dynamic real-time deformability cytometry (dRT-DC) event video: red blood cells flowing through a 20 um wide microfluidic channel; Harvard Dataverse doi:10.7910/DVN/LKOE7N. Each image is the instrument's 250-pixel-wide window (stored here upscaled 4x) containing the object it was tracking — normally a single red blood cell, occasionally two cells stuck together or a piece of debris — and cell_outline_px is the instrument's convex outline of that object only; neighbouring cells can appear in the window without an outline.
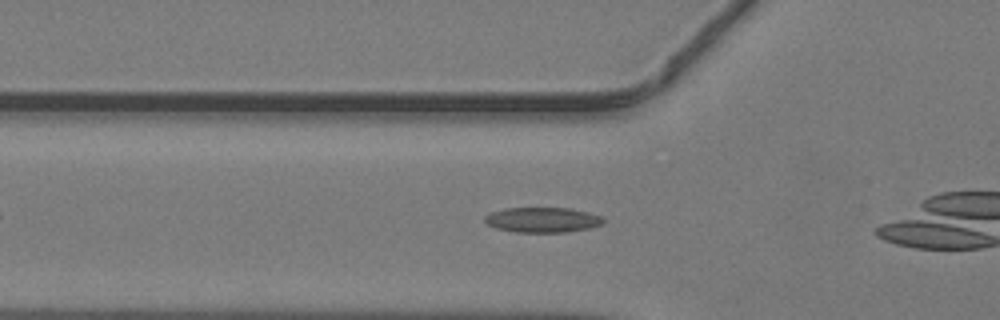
{"species": "common noctule bat (a hibernating species)", "species_latin": "Nyctalus noctula", "temperature_condition": "warm", "stored_images_in_passage": 29, "camera_frame_rate_fps": 3000, "um_per_image_px": 0.085, "animal": {"sex": "male", "body_mass_g": 19.2, "forearm_length_mm": 51.8}, "frame": {"image": 1, "passage_image": 8, "time_ms": 2.333, "image_size_px": [1000, 320], "cell_outline_px": [[604, 224], [588, 228], [564, 232], [516, 232], [496, 228], [488, 224], [484, 220], [484, 216], [492, 212], [504, 208], [572, 208], [588, 212], [600, 216], [604, 220]], "centroid_in_image_um": [46.11, 18.68], "position_along_channel_um": 79.7, "area_um2": 17.28}}
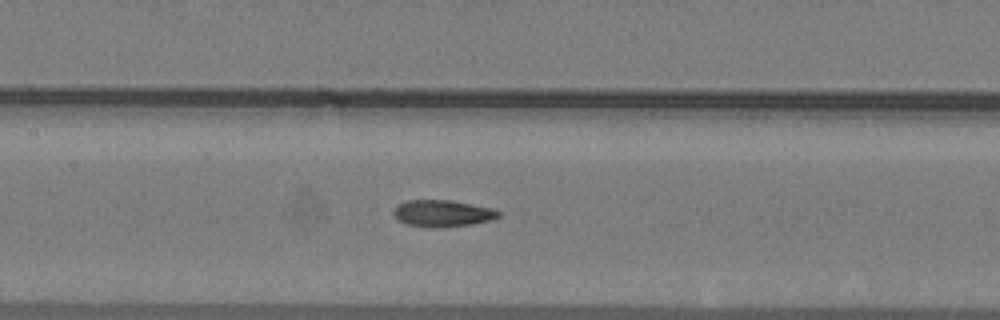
{"frame": {"image": 2, "passage_image": 14, "time_ms": 4.333, "image_size_px": [1000, 320], "cell_outline_px": [[500, 216], [488, 220], [472, 224], [440, 228], [432, 228], [408, 224], [400, 220], [392, 212], [400, 204], [408, 200], [448, 200], [492, 208], [500, 212]], "centroid_in_image_um": [37.63, 18.14], "position_along_channel_um": 169.8, "area_um2": 16.01}}
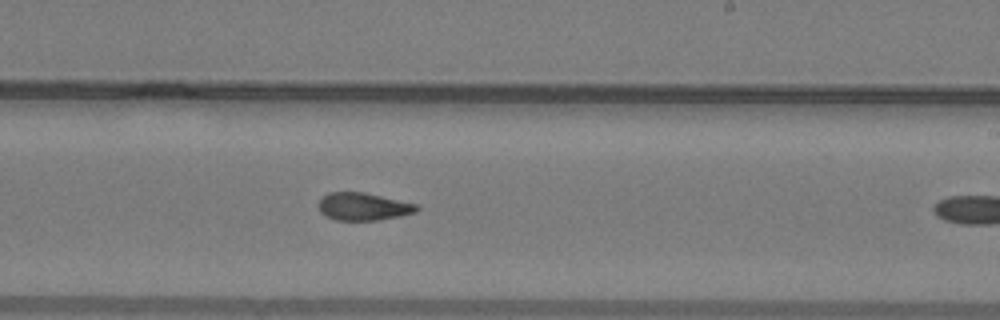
{"frame": {"image": 3, "passage_image": 20, "time_ms": 6.333, "image_size_px": [1000, 320], "cell_outline_px": [[420, 208], [416, 212], [400, 216], [380, 220], [336, 220], [320, 212], [316, 204], [328, 192], [364, 192], [416, 204]], "centroid_in_image_um": [30.86, 17.56], "position_along_channel_um": 258.1, "area_um2": 15.78}}